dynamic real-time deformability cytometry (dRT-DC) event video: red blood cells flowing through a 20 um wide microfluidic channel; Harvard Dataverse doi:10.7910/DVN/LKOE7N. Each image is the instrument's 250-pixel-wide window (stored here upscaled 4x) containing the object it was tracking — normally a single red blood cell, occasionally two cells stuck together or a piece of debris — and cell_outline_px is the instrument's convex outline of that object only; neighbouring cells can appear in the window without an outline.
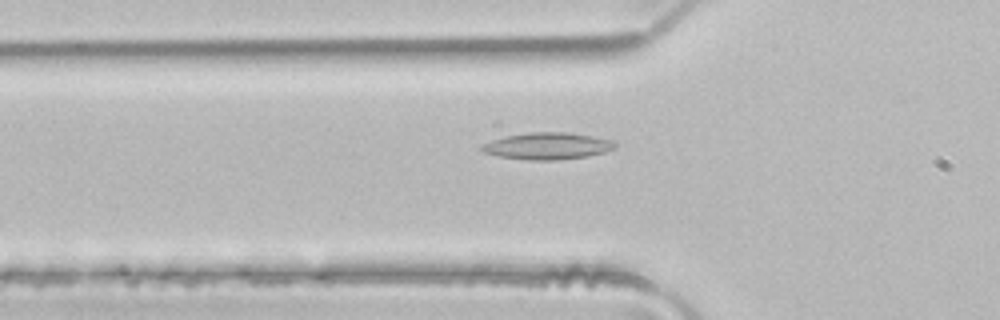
{"species": "common noctule bat (a hibernating species)", "species_latin": "Nyctalus noctula", "temperature_condition": "room temperature", "stored_images_in_passage": 46, "camera_frame_rate_fps": 3000, "um_per_image_px": 0.085, "animal": {"sex": "male", "body_mass_g": 21.5, "forearm_length_mm": 52.0}, "frame": {"image": 1, "passage_image": 17, "time_ms": 5.333, "image_size_px": [1000, 320], "cell_outline_px": [[616, 148], [604, 152], [588, 156], [556, 160], [528, 160], [500, 156], [484, 152], [480, 148], [484, 144], [492, 140], [504, 136], [528, 132], [568, 132], [592, 136], [612, 140], [616, 144]], "centroid_in_image_um": [46.55, 12.4], "position_along_channel_um": 79.2, "area_um2": 20.75}}
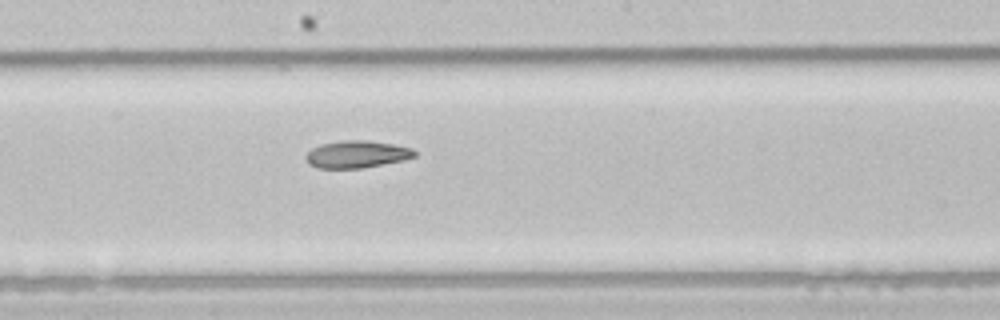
{"frame": {"image": 2, "passage_image": 27, "time_ms": 8.667, "image_size_px": [1000, 320], "cell_outline_px": [[416, 156], [404, 160], [360, 168], [320, 168], [308, 164], [304, 156], [312, 148], [320, 144], [344, 140], [368, 140], [392, 144], [412, 148], [416, 152]], "centroid_in_image_um": [30.31, 13.11], "position_along_channel_um": 217.9, "area_um2": 17.22}}
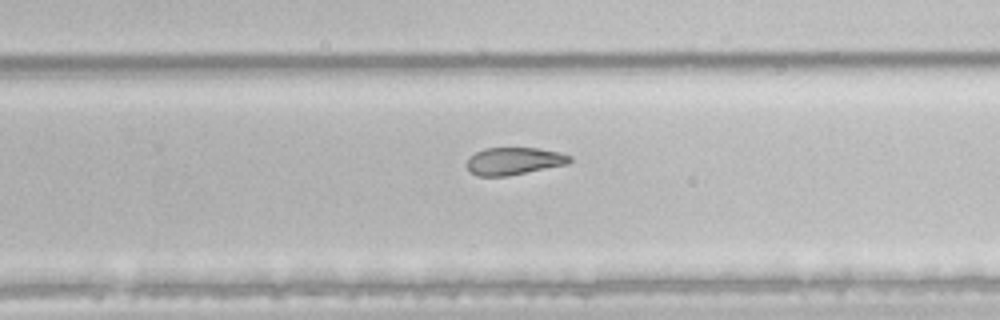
{"frame": {"image": 3, "passage_image": 32, "time_ms": 10.333, "image_size_px": [1000, 320], "cell_outline_px": [[572, 160], [568, 164], [508, 176], [476, 176], [468, 168], [468, 160], [476, 152], [484, 148], [536, 148], [560, 152], [572, 156]], "centroid_in_image_um": [43.73, 13.69], "position_along_channel_um": 286.1, "area_um2": 16.36}}